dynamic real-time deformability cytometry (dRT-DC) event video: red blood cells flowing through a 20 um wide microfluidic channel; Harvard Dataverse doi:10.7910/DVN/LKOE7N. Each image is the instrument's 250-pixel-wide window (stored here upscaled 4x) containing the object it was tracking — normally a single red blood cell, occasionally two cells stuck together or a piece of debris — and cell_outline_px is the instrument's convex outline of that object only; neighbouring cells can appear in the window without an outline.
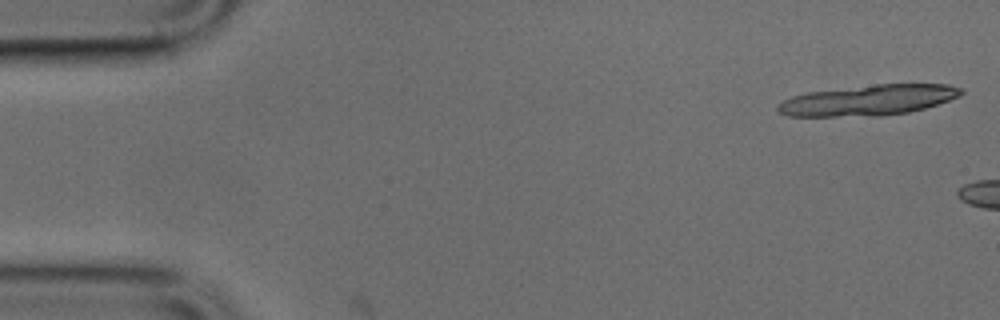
{"species": "common noctule bat (a hibernating species)", "species_latin": "Nyctalus noctula", "temperature_condition": "cold", "stored_images_in_passage": 3, "camera_frame_rate_fps": 3000, "um_per_image_px": 0.085, "animal": {"sex": "male", "body_mass_g": 17.9, "forearm_length_mm": 54.2}, "frame": {"image": 1, "passage_image": 1, "time_ms": 0.0, "image_size_px": [1000, 320], "cell_outline_px": [[964, 92], [960, 96], [924, 108], [908, 112], [880, 116], [788, 116], [780, 112], [776, 108], [776, 104], [792, 96], [808, 92], [876, 84], [948, 84], [964, 88]], "centroid_in_image_um": [73.82, 8.51], "position_along_channel_um": 11.2, "area_um2": 32.6}}